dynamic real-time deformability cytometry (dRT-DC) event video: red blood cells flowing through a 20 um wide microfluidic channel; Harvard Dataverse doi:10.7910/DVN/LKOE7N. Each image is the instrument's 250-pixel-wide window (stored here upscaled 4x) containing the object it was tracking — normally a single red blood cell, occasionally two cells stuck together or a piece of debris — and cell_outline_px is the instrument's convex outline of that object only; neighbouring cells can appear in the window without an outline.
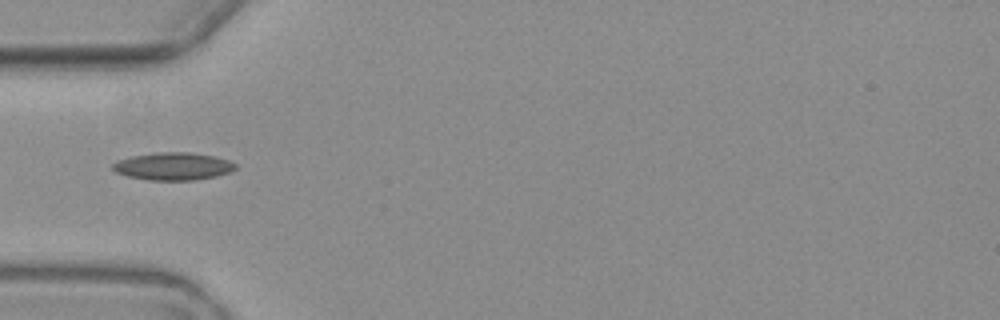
{"species": "common noctule bat (a hibernating species)", "species_latin": "Nyctalus noctula", "temperature_condition": "warm", "stored_images_in_passage": 8, "camera_frame_rate_fps": 3000, "um_per_image_px": 0.085, "animal": {"sex": "female", "body_mass_g": 19.3, "forearm_length_mm": 54.1}, "frame": {"image": 1, "passage_image": 5, "time_ms": 4.667, "image_size_px": [1000, 320], "cell_outline_px": [[236, 168], [232, 172], [216, 176], [196, 180], [148, 180], [128, 176], [116, 172], [112, 168], [112, 164], [116, 160], [132, 156], [156, 152], [192, 152], [212, 156], [228, 160], [236, 164]], "centroid_in_image_um": [14.71, 14.13], "position_along_channel_um": 70.3, "area_um2": 19.83}}
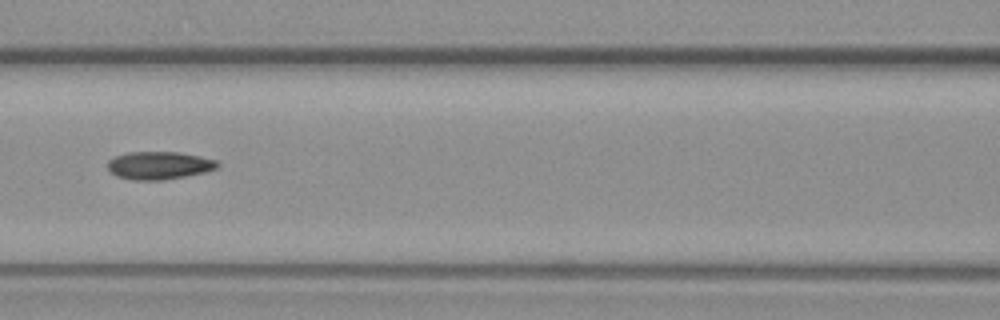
{"frame": {"image": 2, "passage_image": 7, "time_ms": 7.0, "image_size_px": [1000, 320], "cell_outline_px": [[220, 164], [216, 168], [204, 172], [164, 180], [132, 180], [116, 176], [108, 168], [108, 160], [116, 156], [128, 152], [180, 152], [200, 156], [216, 160]], "centroid_in_image_um": [13.52, 14.06], "position_along_channel_um": 153.1, "area_um2": 17.74}}
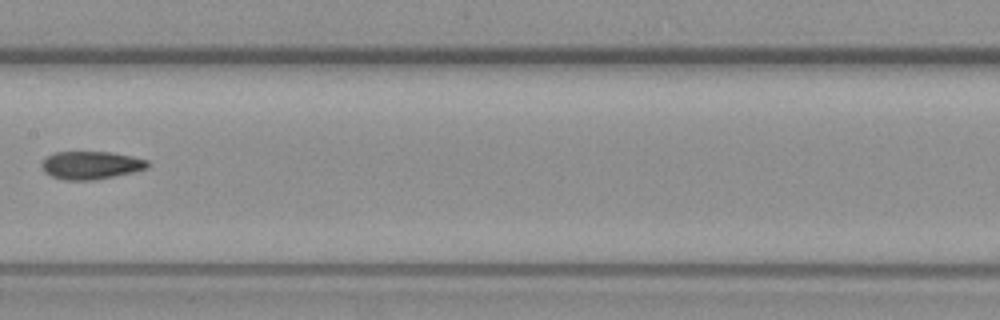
{"frame": {"image": 3, "passage_image": 8, "time_ms": 8.333, "image_size_px": [1000, 320], "cell_outline_px": [[148, 168], [132, 172], [92, 180], [64, 180], [52, 176], [44, 172], [40, 164], [52, 152], [112, 152], [132, 156], [148, 160]], "centroid_in_image_um": [7.71, 14.03], "position_along_channel_um": 199.7, "area_um2": 17.17}}